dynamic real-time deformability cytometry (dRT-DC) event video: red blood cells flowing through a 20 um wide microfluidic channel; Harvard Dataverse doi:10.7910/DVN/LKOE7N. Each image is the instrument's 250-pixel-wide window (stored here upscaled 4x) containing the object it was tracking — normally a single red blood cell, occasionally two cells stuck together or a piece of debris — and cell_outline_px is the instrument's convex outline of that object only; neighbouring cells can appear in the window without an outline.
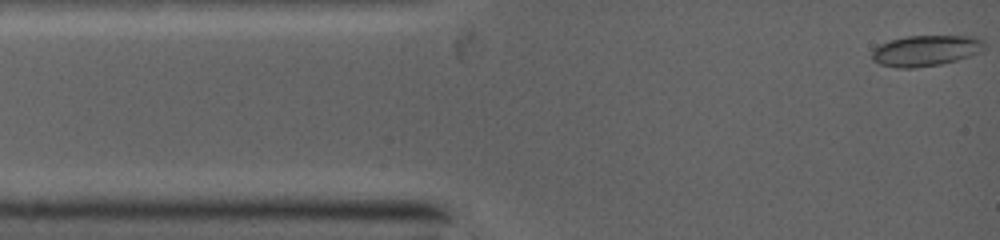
{"species": "common noctule bat (a hibernating species)", "species_latin": "Nyctalus noctula", "temperature_condition": "warm", "stored_images_in_passage": 12, "camera_frame_rate_fps": 5000, "um_per_image_px": 0.085, "animal": {"sex": "female", "body_mass_g": 19.0, "forearm_length_mm": 53.3}, "frame": {"image": 1, "passage_image": 1, "time_ms": 0.0, "image_size_px": [1000, 240], "cell_outline_px": [[984, 48], [980, 52], [956, 60], [940, 64], [916, 68], [896, 68], [880, 64], [872, 60], [872, 52], [880, 44], [892, 40], [908, 36], [964, 36], [980, 40], [984, 44]], "centroid_in_image_um": [78.64, 4.32], "position_along_channel_um": 6.4, "area_um2": 19.83}}
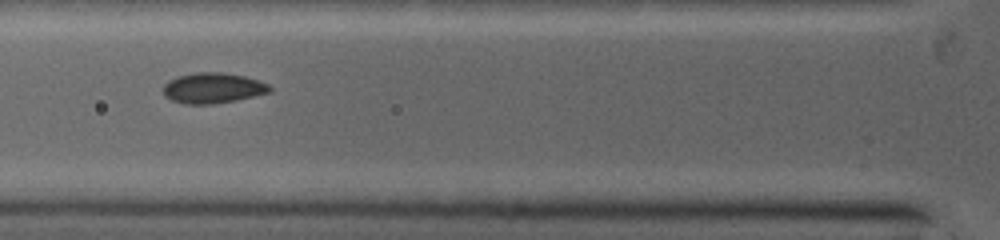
{"frame": {"image": 2, "passage_image": 6, "time_ms": 3.6, "image_size_px": [1000, 240], "cell_outline_px": [[272, 88], [268, 92], [252, 96], [232, 100], [208, 104], [188, 104], [172, 100], [164, 96], [164, 84], [168, 80], [180, 76], [200, 72], [220, 72], [244, 76], [268, 84]], "centroid_in_image_um": [18.06, 7.47], "position_along_channel_um": 107.7, "area_um2": 18.38}}
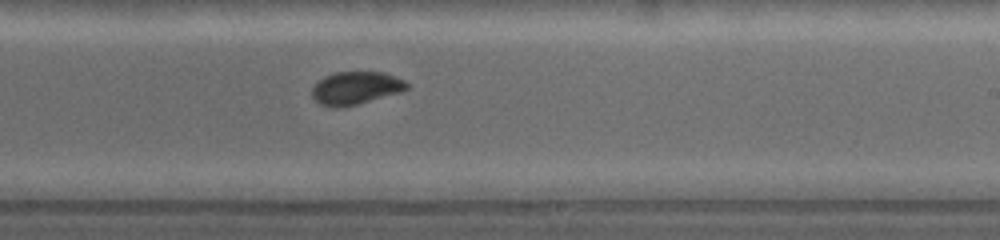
{"frame": {"image": 3, "passage_image": 12, "time_ms": 7.0, "image_size_px": [1000, 240], "cell_outline_px": [[408, 88], [400, 92], [356, 104], [336, 108], [320, 104], [312, 96], [312, 88], [320, 80], [336, 72], [384, 72], [404, 80], [408, 84]], "centroid_in_image_um": [30.25, 7.48], "position_along_channel_um": 258.8, "area_um2": 17.74}}